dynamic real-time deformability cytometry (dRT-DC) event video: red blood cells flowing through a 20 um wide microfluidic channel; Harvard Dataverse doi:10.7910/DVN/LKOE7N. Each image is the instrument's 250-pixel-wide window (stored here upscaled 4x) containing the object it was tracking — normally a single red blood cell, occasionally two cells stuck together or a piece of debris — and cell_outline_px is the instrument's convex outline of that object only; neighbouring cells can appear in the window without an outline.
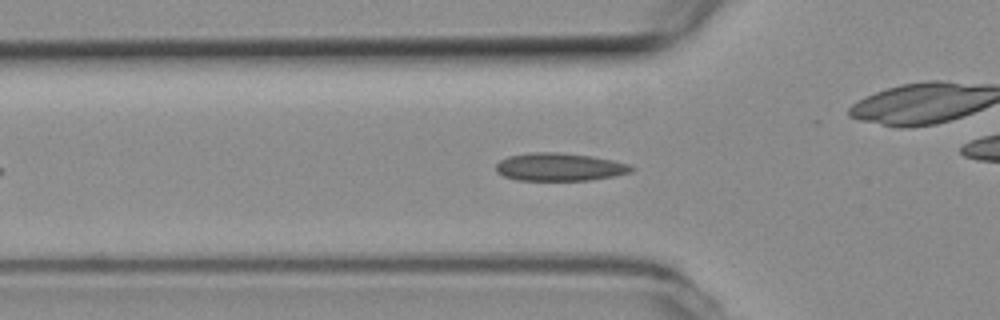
{"species": "common noctule bat (a hibernating species)", "species_latin": "Nyctalus noctula", "temperature_condition": "room temperature", "stored_images_in_passage": 44, "camera_frame_rate_fps": 3000, "um_per_image_px": 0.085, "animal": {"sex": "female", "body_mass_g": 19.3, "forearm_length_mm": 54.1}, "frame": {"image": 1, "passage_image": 11, "time_ms": 3.333, "image_size_px": [1000, 320], "cell_outline_px": [[636, 168], [632, 172], [592, 180], [516, 180], [504, 176], [496, 172], [496, 164], [500, 160], [508, 156], [528, 152], [556, 152], [592, 156], [612, 160], [628, 164]], "centroid_in_image_um": [47.54, 14.19], "position_along_channel_um": 78.3, "area_um2": 22.08}}
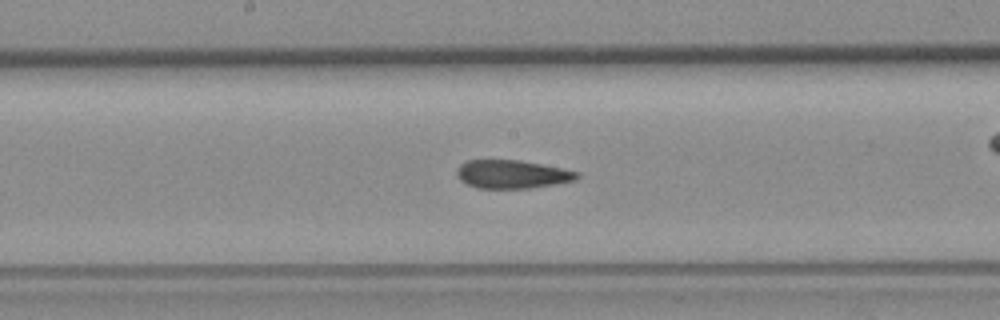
{"frame": {"image": 2, "passage_image": 21, "time_ms": 6.667, "image_size_px": [1000, 320], "cell_outline_px": [[580, 176], [576, 180], [556, 184], [532, 188], [476, 188], [460, 180], [456, 176], [456, 168], [460, 164], [468, 160], [520, 160], [580, 172]], "centroid_in_image_um": [43.51, 14.81], "position_along_channel_um": 204.7, "area_um2": 19.94}}
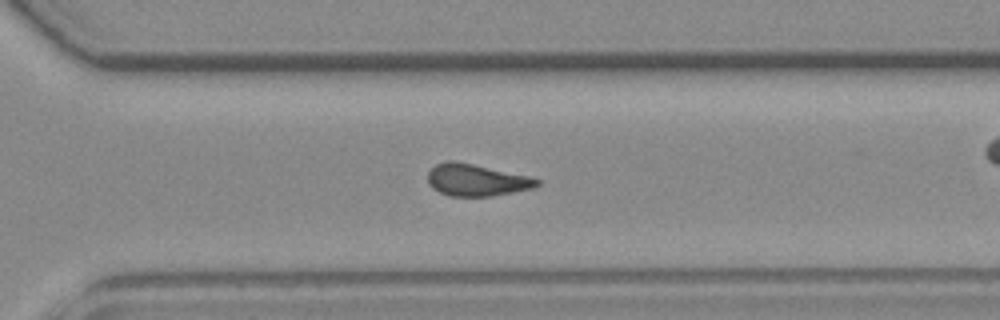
{"frame": {"image": 3, "passage_image": 31, "time_ms": 10.0, "image_size_px": [1000, 320], "cell_outline_px": [[540, 184], [536, 188], [492, 196], [448, 196], [432, 188], [428, 184], [428, 172], [436, 164], [448, 160], [452, 160], [472, 164], [528, 176], [540, 180]], "centroid_in_image_um": [40.49, 15.31], "position_along_channel_um": 330.1, "area_um2": 20.29}, "authors_computed_cell_mechanics": {"area_um2": 20.6924, "velocity_mm_per_s": 3.772, "shape_relaxation_time_tau1_ms": null, "shape_relaxation_time_tau2_ms": 4.9471, "deformation_change_tau1": null, "deformation_change_tau2": 0.11}}